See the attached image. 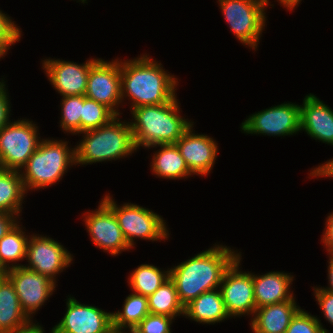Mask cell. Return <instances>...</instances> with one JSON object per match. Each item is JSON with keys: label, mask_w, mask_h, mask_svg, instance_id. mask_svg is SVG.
<instances>
[{"label": "cell", "mask_w": 333, "mask_h": 333, "mask_svg": "<svg viewBox=\"0 0 333 333\" xmlns=\"http://www.w3.org/2000/svg\"><path fill=\"white\" fill-rule=\"evenodd\" d=\"M148 52L121 59V99L129 112L137 107L169 103L175 99L180 79ZM128 100V101H127Z\"/></svg>", "instance_id": "1"}, {"label": "cell", "mask_w": 333, "mask_h": 333, "mask_svg": "<svg viewBox=\"0 0 333 333\" xmlns=\"http://www.w3.org/2000/svg\"><path fill=\"white\" fill-rule=\"evenodd\" d=\"M208 247L170 266V278L184 307L202 293L219 289L224 272L242 251L218 241Z\"/></svg>", "instance_id": "2"}, {"label": "cell", "mask_w": 333, "mask_h": 333, "mask_svg": "<svg viewBox=\"0 0 333 333\" xmlns=\"http://www.w3.org/2000/svg\"><path fill=\"white\" fill-rule=\"evenodd\" d=\"M182 112L178 96L169 103L132 109L128 119L137 151L150 146L175 144L194 122Z\"/></svg>", "instance_id": "3"}, {"label": "cell", "mask_w": 333, "mask_h": 333, "mask_svg": "<svg viewBox=\"0 0 333 333\" xmlns=\"http://www.w3.org/2000/svg\"><path fill=\"white\" fill-rule=\"evenodd\" d=\"M121 117L117 115L106 125L77 134L81 139L75 143L76 167L126 161L138 152L129 119Z\"/></svg>", "instance_id": "4"}, {"label": "cell", "mask_w": 333, "mask_h": 333, "mask_svg": "<svg viewBox=\"0 0 333 333\" xmlns=\"http://www.w3.org/2000/svg\"><path fill=\"white\" fill-rule=\"evenodd\" d=\"M73 167L76 168L75 145L67 138L45 136L20 170V175L30 195L59 184Z\"/></svg>", "instance_id": "5"}, {"label": "cell", "mask_w": 333, "mask_h": 333, "mask_svg": "<svg viewBox=\"0 0 333 333\" xmlns=\"http://www.w3.org/2000/svg\"><path fill=\"white\" fill-rule=\"evenodd\" d=\"M102 200L115 214L123 236L132 251L139 240L151 243L170 241L171 231L167 220L150 208L133 202L118 203L109 190ZM120 204V205H119Z\"/></svg>", "instance_id": "6"}, {"label": "cell", "mask_w": 333, "mask_h": 333, "mask_svg": "<svg viewBox=\"0 0 333 333\" xmlns=\"http://www.w3.org/2000/svg\"><path fill=\"white\" fill-rule=\"evenodd\" d=\"M215 3L238 43L252 52H257L269 22L266 1L216 0Z\"/></svg>", "instance_id": "7"}, {"label": "cell", "mask_w": 333, "mask_h": 333, "mask_svg": "<svg viewBox=\"0 0 333 333\" xmlns=\"http://www.w3.org/2000/svg\"><path fill=\"white\" fill-rule=\"evenodd\" d=\"M31 118L12 119L0 129V162L3 169L19 171L37 150L43 136Z\"/></svg>", "instance_id": "8"}, {"label": "cell", "mask_w": 333, "mask_h": 333, "mask_svg": "<svg viewBox=\"0 0 333 333\" xmlns=\"http://www.w3.org/2000/svg\"><path fill=\"white\" fill-rule=\"evenodd\" d=\"M300 104L284 101L249 114L240 124L244 135L291 137L300 134Z\"/></svg>", "instance_id": "9"}, {"label": "cell", "mask_w": 333, "mask_h": 333, "mask_svg": "<svg viewBox=\"0 0 333 333\" xmlns=\"http://www.w3.org/2000/svg\"><path fill=\"white\" fill-rule=\"evenodd\" d=\"M42 233L36 231L31 233L27 243L24 267L46 275L57 284L59 275L74 264L75 254L59 240Z\"/></svg>", "instance_id": "10"}, {"label": "cell", "mask_w": 333, "mask_h": 333, "mask_svg": "<svg viewBox=\"0 0 333 333\" xmlns=\"http://www.w3.org/2000/svg\"><path fill=\"white\" fill-rule=\"evenodd\" d=\"M243 254L240 252L238 258L224 272L219 289L230 318L233 320L247 316L250 321L256 310L253 272L249 269L242 270Z\"/></svg>", "instance_id": "11"}, {"label": "cell", "mask_w": 333, "mask_h": 333, "mask_svg": "<svg viewBox=\"0 0 333 333\" xmlns=\"http://www.w3.org/2000/svg\"><path fill=\"white\" fill-rule=\"evenodd\" d=\"M97 208L81 213L84 230L95 248L105 254L118 257L123 252H131V247L125 240L114 212L101 200Z\"/></svg>", "instance_id": "12"}, {"label": "cell", "mask_w": 333, "mask_h": 333, "mask_svg": "<svg viewBox=\"0 0 333 333\" xmlns=\"http://www.w3.org/2000/svg\"><path fill=\"white\" fill-rule=\"evenodd\" d=\"M64 301L65 313L52 326L53 333H114L112 312L95 304L81 303L71 294Z\"/></svg>", "instance_id": "13"}, {"label": "cell", "mask_w": 333, "mask_h": 333, "mask_svg": "<svg viewBox=\"0 0 333 333\" xmlns=\"http://www.w3.org/2000/svg\"><path fill=\"white\" fill-rule=\"evenodd\" d=\"M120 85L121 57L111 61L100 57L90 68L85 96L124 116Z\"/></svg>", "instance_id": "14"}, {"label": "cell", "mask_w": 333, "mask_h": 333, "mask_svg": "<svg viewBox=\"0 0 333 333\" xmlns=\"http://www.w3.org/2000/svg\"><path fill=\"white\" fill-rule=\"evenodd\" d=\"M100 57L89 56L82 63L62 58H40L41 70L60 97L85 95L91 66Z\"/></svg>", "instance_id": "15"}, {"label": "cell", "mask_w": 333, "mask_h": 333, "mask_svg": "<svg viewBox=\"0 0 333 333\" xmlns=\"http://www.w3.org/2000/svg\"><path fill=\"white\" fill-rule=\"evenodd\" d=\"M5 275L11 280L26 316L31 321H36L35 316L47 305V301L50 302V298L58 290V284L46 275L24 266L9 269Z\"/></svg>", "instance_id": "16"}, {"label": "cell", "mask_w": 333, "mask_h": 333, "mask_svg": "<svg viewBox=\"0 0 333 333\" xmlns=\"http://www.w3.org/2000/svg\"><path fill=\"white\" fill-rule=\"evenodd\" d=\"M195 123H192L175 144L185 159L190 172L194 176L204 178L213 173L220 145L218 146L219 143L214 139V136L195 131Z\"/></svg>", "instance_id": "17"}, {"label": "cell", "mask_w": 333, "mask_h": 333, "mask_svg": "<svg viewBox=\"0 0 333 333\" xmlns=\"http://www.w3.org/2000/svg\"><path fill=\"white\" fill-rule=\"evenodd\" d=\"M300 133L333 147V109L314 93L306 94L300 104Z\"/></svg>", "instance_id": "18"}, {"label": "cell", "mask_w": 333, "mask_h": 333, "mask_svg": "<svg viewBox=\"0 0 333 333\" xmlns=\"http://www.w3.org/2000/svg\"><path fill=\"white\" fill-rule=\"evenodd\" d=\"M294 273L282 270L260 274L253 271V292L256 309L275 303L288 301L295 296Z\"/></svg>", "instance_id": "19"}, {"label": "cell", "mask_w": 333, "mask_h": 333, "mask_svg": "<svg viewBox=\"0 0 333 333\" xmlns=\"http://www.w3.org/2000/svg\"><path fill=\"white\" fill-rule=\"evenodd\" d=\"M298 304L295 295L288 301L257 308L248 323L251 333H285L292 318L301 309Z\"/></svg>", "instance_id": "20"}, {"label": "cell", "mask_w": 333, "mask_h": 333, "mask_svg": "<svg viewBox=\"0 0 333 333\" xmlns=\"http://www.w3.org/2000/svg\"><path fill=\"white\" fill-rule=\"evenodd\" d=\"M149 149L153 150L149 158L151 159L149 167L152 176L167 181L183 179L185 181L195 177L190 172L176 144L150 146L145 150L149 151Z\"/></svg>", "instance_id": "21"}, {"label": "cell", "mask_w": 333, "mask_h": 333, "mask_svg": "<svg viewBox=\"0 0 333 333\" xmlns=\"http://www.w3.org/2000/svg\"><path fill=\"white\" fill-rule=\"evenodd\" d=\"M183 320L196 322V325H215L231 320L228 315L220 289L202 293L184 307Z\"/></svg>", "instance_id": "22"}, {"label": "cell", "mask_w": 333, "mask_h": 333, "mask_svg": "<svg viewBox=\"0 0 333 333\" xmlns=\"http://www.w3.org/2000/svg\"><path fill=\"white\" fill-rule=\"evenodd\" d=\"M21 308L19 298L11 280L0 277V333H8L30 323Z\"/></svg>", "instance_id": "23"}, {"label": "cell", "mask_w": 333, "mask_h": 333, "mask_svg": "<svg viewBox=\"0 0 333 333\" xmlns=\"http://www.w3.org/2000/svg\"><path fill=\"white\" fill-rule=\"evenodd\" d=\"M26 192L19 171L0 170V212L16 215L20 220L27 201ZM26 199V201H25Z\"/></svg>", "instance_id": "24"}, {"label": "cell", "mask_w": 333, "mask_h": 333, "mask_svg": "<svg viewBox=\"0 0 333 333\" xmlns=\"http://www.w3.org/2000/svg\"><path fill=\"white\" fill-rule=\"evenodd\" d=\"M21 221L0 240V263L6 270L23 267L26 260L27 243L31 232L26 230Z\"/></svg>", "instance_id": "25"}, {"label": "cell", "mask_w": 333, "mask_h": 333, "mask_svg": "<svg viewBox=\"0 0 333 333\" xmlns=\"http://www.w3.org/2000/svg\"><path fill=\"white\" fill-rule=\"evenodd\" d=\"M124 299L122 308L112 311L114 333H130L150 313L147 296L131 291Z\"/></svg>", "instance_id": "26"}, {"label": "cell", "mask_w": 333, "mask_h": 333, "mask_svg": "<svg viewBox=\"0 0 333 333\" xmlns=\"http://www.w3.org/2000/svg\"><path fill=\"white\" fill-rule=\"evenodd\" d=\"M126 277L130 291L148 297L170 277V267L161 268L145 262L132 269Z\"/></svg>", "instance_id": "27"}, {"label": "cell", "mask_w": 333, "mask_h": 333, "mask_svg": "<svg viewBox=\"0 0 333 333\" xmlns=\"http://www.w3.org/2000/svg\"><path fill=\"white\" fill-rule=\"evenodd\" d=\"M148 308L151 314L166 315L175 319L183 318L184 306L179 300L175 283L170 277L148 296Z\"/></svg>", "instance_id": "28"}, {"label": "cell", "mask_w": 333, "mask_h": 333, "mask_svg": "<svg viewBox=\"0 0 333 333\" xmlns=\"http://www.w3.org/2000/svg\"><path fill=\"white\" fill-rule=\"evenodd\" d=\"M84 95L63 96L60 99L58 126L67 135L77 136L81 133V115L83 111Z\"/></svg>", "instance_id": "29"}, {"label": "cell", "mask_w": 333, "mask_h": 333, "mask_svg": "<svg viewBox=\"0 0 333 333\" xmlns=\"http://www.w3.org/2000/svg\"><path fill=\"white\" fill-rule=\"evenodd\" d=\"M117 115L104 104L98 103L84 95L81 115V132L99 128L109 123Z\"/></svg>", "instance_id": "30"}, {"label": "cell", "mask_w": 333, "mask_h": 333, "mask_svg": "<svg viewBox=\"0 0 333 333\" xmlns=\"http://www.w3.org/2000/svg\"><path fill=\"white\" fill-rule=\"evenodd\" d=\"M321 321L320 315L311 314L302 307L292 318L285 333H330Z\"/></svg>", "instance_id": "31"}, {"label": "cell", "mask_w": 333, "mask_h": 333, "mask_svg": "<svg viewBox=\"0 0 333 333\" xmlns=\"http://www.w3.org/2000/svg\"><path fill=\"white\" fill-rule=\"evenodd\" d=\"M23 30L14 18L0 9V48L8 55L15 44L23 39ZM20 41V42H19ZM10 51V52H9Z\"/></svg>", "instance_id": "32"}, {"label": "cell", "mask_w": 333, "mask_h": 333, "mask_svg": "<svg viewBox=\"0 0 333 333\" xmlns=\"http://www.w3.org/2000/svg\"><path fill=\"white\" fill-rule=\"evenodd\" d=\"M175 318L149 313L130 333H172Z\"/></svg>", "instance_id": "33"}, {"label": "cell", "mask_w": 333, "mask_h": 333, "mask_svg": "<svg viewBox=\"0 0 333 333\" xmlns=\"http://www.w3.org/2000/svg\"><path fill=\"white\" fill-rule=\"evenodd\" d=\"M312 288V295L314 296V300L318 305V308L324 318V321L329 323L331 327H333V293L321 289L318 285L310 286Z\"/></svg>", "instance_id": "34"}, {"label": "cell", "mask_w": 333, "mask_h": 333, "mask_svg": "<svg viewBox=\"0 0 333 333\" xmlns=\"http://www.w3.org/2000/svg\"><path fill=\"white\" fill-rule=\"evenodd\" d=\"M7 77L6 75H1L0 78V129L3 128L5 125H7L12 119V102H11V96L7 84Z\"/></svg>", "instance_id": "35"}, {"label": "cell", "mask_w": 333, "mask_h": 333, "mask_svg": "<svg viewBox=\"0 0 333 333\" xmlns=\"http://www.w3.org/2000/svg\"><path fill=\"white\" fill-rule=\"evenodd\" d=\"M326 218L324 219V229L322 235H320V243L324 248L323 250L327 253V255L333 256V210L326 214Z\"/></svg>", "instance_id": "36"}, {"label": "cell", "mask_w": 333, "mask_h": 333, "mask_svg": "<svg viewBox=\"0 0 333 333\" xmlns=\"http://www.w3.org/2000/svg\"><path fill=\"white\" fill-rule=\"evenodd\" d=\"M310 172V173H309ZM307 178L310 179H314L315 180H324L325 179H332L333 180V157L322 163H319L318 165L316 166H313L311 167L309 170H308V174H307Z\"/></svg>", "instance_id": "37"}, {"label": "cell", "mask_w": 333, "mask_h": 333, "mask_svg": "<svg viewBox=\"0 0 333 333\" xmlns=\"http://www.w3.org/2000/svg\"><path fill=\"white\" fill-rule=\"evenodd\" d=\"M19 221H20V219L14 214L0 212V240Z\"/></svg>", "instance_id": "38"}, {"label": "cell", "mask_w": 333, "mask_h": 333, "mask_svg": "<svg viewBox=\"0 0 333 333\" xmlns=\"http://www.w3.org/2000/svg\"><path fill=\"white\" fill-rule=\"evenodd\" d=\"M46 328L44 325H42L41 321L38 322V319L36 321H31L26 326L15 329L8 333H53L52 329H50L49 332H46Z\"/></svg>", "instance_id": "39"}, {"label": "cell", "mask_w": 333, "mask_h": 333, "mask_svg": "<svg viewBox=\"0 0 333 333\" xmlns=\"http://www.w3.org/2000/svg\"><path fill=\"white\" fill-rule=\"evenodd\" d=\"M268 6V9L270 8H274V6H276L274 3L277 2L280 7H282L283 9H285L287 12H295L294 10L299 7V5H301L302 1L304 2V0H272V2L270 0H265ZM274 2V3H273ZM270 7V8H269Z\"/></svg>", "instance_id": "40"}, {"label": "cell", "mask_w": 333, "mask_h": 333, "mask_svg": "<svg viewBox=\"0 0 333 333\" xmlns=\"http://www.w3.org/2000/svg\"><path fill=\"white\" fill-rule=\"evenodd\" d=\"M326 258H328L327 260V262H326V267H327V270H326V275H327V286L325 285V287L324 286H321V285H319V287L321 288V289H324V290H327V291H329V292H331V293H333V256H331V255H327V257Z\"/></svg>", "instance_id": "41"}, {"label": "cell", "mask_w": 333, "mask_h": 333, "mask_svg": "<svg viewBox=\"0 0 333 333\" xmlns=\"http://www.w3.org/2000/svg\"><path fill=\"white\" fill-rule=\"evenodd\" d=\"M7 270L0 263V277L5 276Z\"/></svg>", "instance_id": "42"}, {"label": "cell", "mask_w": 333, "mask_h": 333, "mask_svg": "<svg viewBox=\"0 0 333 333\" xmlns=\"http://www.w3.org/2000/svg\"><path fill=\"white\" fill-rule=\"evenodd\" d=\"M70 1H72V0H70ZM73 1H76V3H79V5L81 4H83V5H85V4H87L88 5V2H90V1H88V0H73Z\"/></svg>", "instance_id": "43"}, {"label": "cell", "mask_w": 333, "mask_h": 333, "mask_svg": "<svg viewBox=\"0 0 333 333\" xmlns=\"http://www.w3.org/2000/svg\"><path fill=\"white\" fill-rule=\"evenodd\" d=\"M7 54L0 48V61L3 60Z\"/></svg>", "instance_id": "44"}]
</instances>
